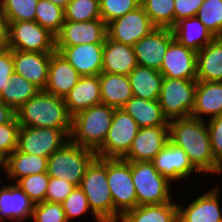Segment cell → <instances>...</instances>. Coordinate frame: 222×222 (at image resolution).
Instances as JSON below:
<instances>
[{"mask_svg": "<svg viewBox=\"0 0 222 222\" xmlns=\"http://www.w3.org/2000/svg\"><path fill=\"white\" fill-rule=\"evenodd\" d=\"M169 140L185 151L200 173L216 174L219 164L212 153L206 120L192 116L170 120Z\"/></svg>", "mask_w": 222, "mask_h": 222, "instance_id": "6da1fadb", "label": "cell"}, {"mask_svg": "<svg viewBox=\"0 0 222 222\" xmlns=\"http://www.w3.org/2000/svg\"><path fill=\"white\" fill-rule=\"evenodd\" d=\"M20 126L71 129L72 116L62 97L39 90L15 111Z\"/></svg>", "mask_w": 222, "mask_h": 222, "instance_id": "7a4b0ae2", "label": "cell"}, {"mask_svg": "<svg viewBox=\"0 0 222 222\" xmlns=\"http://www.w3.org/2000/svg\"><path fill=\"white\" fill-rule=\"evenodd\" d=\"M115 108L99 104L82 110L72 117L70 141L97 151L111 127Z\"/></svg>", "mask_w": 222, "mask_h": 222, "instance_id": "3957f363", "label": "cell"}, {"mask_svg": "<svg viewBox=\"0 0 222 222\" xmlns=\"http://www.w3.org/2000/svg\"><path fill=\"white\" fill-rule=\"evenodd\" d=\"M79 187L92 212L102 222H114V202L107 182V158L96 157L91 162Z\"/></svg>", "mask_w": 222, "mask_h": 222, "instance_id": "277c9868", "label": "cell"}, {"mask_svg": "<svg viewBox=\"0 0 222 222\" xmlns=\"http://www.w3.org/2000/svg\"><path fill=\"white\" fill-rule=\"evenodd\" d=\"M96 152L68 141L47 160V175L79 186Z\"/></svg>", "mask_w": 222, "mask_h": 222, "instance_id": "5b68a950", "label": "cell"}, {"mask_svg": "<svg viewBox=\"0 0 222 222\" xmlns=\"http://www.w3.org/2000/svg\"><path fill=\"white\" fill-rule=\"evenodd\" d=\"M137 206L171 202V182L149 161L130 162Z\"/></svg>", "mask_w": 222, "mask_h": 222, "instance_id": "8992f818", "label": "cell"}, {"mask_svg": "<svg viewBox=\"0 0 222 222\" xmlns=\"http://www.w3.org/2000/svg\"><path fill=\"white\" fill-rule=\"evenodd\" d=\"M196 79L163 77L159 105L168 121L190 117L195 106Z\"/></svg>", "mask_w": 222, "mask_h": 222, "instance_id": "52a82bcc", "label": "cell"}, {"mask_svg": "<svg viewBox=\"0 0 222 222\" xmlns=\"http://www.w3.org/2000/svg\"><path fill=\"white\" fill-rule=\"evenodd\" d=\"M107 182L114 202V222L137 206L130 162L123 158H107Z\"/></svg>", "mask_w": 222, "mask_h": 222, "instance_id": "ba28073f", "label": "cell"}, {"mask_svg": "<svg viewBox=\"0 0 222 222\" xmlns=\"http://www.w3.org/2000/svg\"><path fill=\"white\" fill-rule=\"evenodd\" d=\"M71 129L20 126L17 149L41 157H50L70 141Z\"/></svg>", "mask_w": 222, "mask_h": 222, "instance_id": "9c48e42d", "label": "cell"}, {"mask_svg": "<svg viewBox=\"0 0 222 222\" xmlns=\"http://www.w3.org/2000/svg\"><path fill=\"white\" fill-rule=\"evenodd\" d=\"M8 48L54 53L56 52V36L36 21L10 22Z\"/></svg>", "mask_w": 222, "mask_h": 222, "instance_id": "30bf717a", "label": "cell"}, {"mask_svg": "<svg viewBox=\"0 0 222 222\" xmlns=\"http://www.w3.org/2000/svg\"><path fill=\"white\" fill-rule=\"evenodd\" d=\"M139 131L136 121L122 108L115 109L111 127L103 145L96 151L98 158H123L130 150Z\"/></svg>", "mask_w": 222, "mask_h": 222, "instance_id": "8fae6325", "label": "cell"}, {"mask_svg": "<svg viewBox=\"0 0 222 222\" xmlns=\"http://www.w3.org/2000/svg\"><path fill=\"white\" fill-rule=\"evenodd\" d=\"M157 28L142 6L107 24V37L115 42L134 46Z\"/></svg>", "mask_w": 222, "mask_h": 222, "instance_id": "7c38bea8", "label": "cell"}, {"mask_svg": "<svg viewBox=\"0 0 222 222\" xmlns=\"http://www.w3.org/2000/svg\"><path fill=\"white\" fill-rule=\"evenodd\" d=\"M151 162L162 176L174 184L180 180L182 182L195 172L201 174L192 165L185 151L170 140Z\"/></svg>", "mask_w": 222, "mask_h": 222, "instance_id": "4fadbf2b", "label": "cell"}, {"mask_svg": "<svg viewBox=\"0 0 222 222\" xmlns=\"http://www.w3.org/2000/svg\"><path fill=\"white\" fill-rule=\"evenodd\" d=\"M173 40L171 28H155L134 44L137 64L160 71L166 50Z\"/></svg>", "mask_w": 222, "mask_h": 222, "instance_id": "5bb4252c", "label": "cell"}, {"mask_svg": "<svg viewBox=\"0 0 222 222\" xmlns=\"http://www.w3.org/2000/svg\"><path fill=\"white\" fill-rule=\"evenodd\" d=\"M220 188L213 187L185 206L177 202L178 222H222ZM185 207V208H184Z\"/></svg>", "mask_w": 222, "mask_h": 222, "instance_id": "9a60e30c", "label": "cell"}, {"mask_svg": "<svg viewBox=\"0 0 222 222\" xmlns=\"http://www.w3.org/2000/svg\"><path fill=\"white\" fill-rule=\"evenodd\" d=\"M106 37L107 24L102 18L82 22L65 20L56 35V46L104 43Z\"/></svg>", "mask_w": 222, "mask_h": 222, "instance_id": "2e32d148", "label": "cell"}, {"mask_svg": "<svg viewBox=\"0 0 222 222\" xmlns=\"http://www.w3.org/2000/svg\"><path fill=\"white\" fill-rule=\"evenodd\" d=\"M168 140L169 125L139 128L130 150L123 159L128 162H151Z\"/></svg>", "mask_w": 222, "mask_h": 222, "instance_id": "e0dca14e", "label": "cell"}, {"mask_svg": "<svg viewBox=\"0 0 222 222\" xmlns=\"http://www.w3.org/2000/svg\"><path fill=\"white\" fill-rule=\"evenodd\" d=\"M103 47L104 43L56 46V52H59L81 76H91L102 73Z\"/></svg>", "mask_w": 222, "mask_h": 222, "instance_id": "ac0fdd59", "label": "cell"}, {"mask_svg": "<svg viewBox=\"0 0 222 222\" xmlns=\"http://www.w3.org/2000/svg\"><path fill=\"white\" fill-rule=\"evenodd\" d=\"M196 63L197 52L174 39L166 50L159 72L166 78L196 79Z\"/></svg>", "mask_w": 222, "mask_h": 222, "instance_id": "d6986e66", "label": "cell"}, {"mask_svg": "<svg viewBox=\"0 0 222 222\" xmlns=\"http://www.w3.org/2000/svg\"><path fill=\"white\" fill-rule=\"evenodd\" d=\"M14 72L44 90L48 81L51 53L19 51L12 49Z\"/></svg>", "mask_w": 222, "mask_h": 222, "instance_id": "ffe728a7", "label": "cell"}, {"mask_svg": "<svg viewBox=\"0 0 222 222\" xmlns=\"http://www.w3.org/2000/svg\"><path fill=\"white\" fill-rule=\"evenodd\" d=\"M80 78L81 75L59 52L51 53L44 91L64 98Z\"/></svg>", "mask_w": 222, "mask_h": 222, "instance_id": "44dd1931", "label": "cell"}, {"mask_svg": "<svg viewBox=\"0 0 222 222\" xmlns=\"http://www.w3.org/2000/svg\"><path fill=\"white\" fill-rule=\"evenodd\" d=\"M0 188V222L4 219L23 221L31 217L34 203L16 184L4 185Z\"/></svg>", "mask_w": 222, "mask_h": 222, "instance_id": "7402d4cb", "label": "cell"}, {"mask_svg": "<svg viewBox=\"0 0 222 222\" xmlns=\"http://www.w3.org/2000/svg\"><path fill=\"white\" fill-rule=\"evenodd\" d=\"M63 99L72 117L82 110L101 104L99 75L81 76Z\"/></svg>", "mask_w": 222, "mask_h": 222, "instance_id": "603a6c76", "label": "cell"}, {"mask_svg": "<svg viewBox=\"0 0 222 222\" xmlns=\"http://www.w3.org/2000/svg\"><path fill=\"white\" fill-rule=\"evenodd\" d=\"M137 65L132 46L115 42L106 37L103 47L102 72L128 75Z\"/></svg>", "mask_w": 222, "mask_h": 222, "instance_id": "cb8c5ba5", "label": "cell"}, {"mask_svg": "<svg viewBox=\"0 0 222 222\" xmlns=\"http://www.w3.org/2000/svg\"><path fill=\"white\" fill-rule=\"evenodd\" d=\"M222 114V82L197 81L192 117L206 120Z\"/></svg>", "mask_w": 222, "mask_h": 222, "instance_id": "d4e9b609", "label": "cell"}, {"mask_svg": "<svg viewBox=\"0 0 222 222\" xmlns=\"http://www.w3.org/2000/svg\"><path fill=\"white\" fill-rule=\"evenodd\" d=\"M197 81L222 82V37H215L197 52Z\"/></svg>", "mask_w": 222, "mask_h": 222, "instance_id": "484cf974", "label": "cell"}, {"mask_svg": "<svg viewBox=\"0 0 222 222\" xmlns=\"http://www.w3.org/2000/svg\"><path fill=\"white\" fill-rule=\"evenodd\" d=\"M171 29L178 43L195 52H199L215 38L196 16L180 20Z\"/></svg>", "mask_w": 222, "mask_h": 222, "instance_id": "4316f807", "label": "cell"}, {"mask_svg": "<svg viewBox=\"0 0 222 222\" xmlns=\"http://www.w3.org/2000/svg\"><path fill=\"white\" fill-rule=\"evenodd\" d=\"M99 81L102 104L120 109L133 97L128 75L102 72Z\"/></svg>", "mask_w": 222, "mask_h": 222, "instance_id": "83f0119b", "label": "cell"}, {"mask_svg": "<svg viewBox=\"0 0 222 222\" xmlns=\"http://www.w3.org/2000/svg\"><path fill=\"white\" fill-rule=\"evenodd\" d=\"M122 109L131 115L139 128L169 125L158 100H145L133 96Z\"/></svg>", "mask_w": 222, "mask_h": 222, "instance_id": "f1b7e54d", "label": "cell"}, {"mask_svg": "<svg viewBox=\"0 0 222 222\" xmlns=\"http://www.w3.org/2000/svg\"><path fill=\"white\" fill-rule=\"evenodd\" d=\"M128 78L134 97L158 100L163 81V75L158 70L137 65Z\"/></svg>", "mask_w": 222, "mask_h": 222, "instance_id": "f546056e", "label": "cell"}, {"mask_svg": "<svg viewBox=\"0 0 222 222\" xmlns=\"http://www.w3.org/2000/svg\"><path fill=\"white\" fill-rule=\"evenodd\" d=\"M47 160V157L28 154L16 149L7 157L6 177L11 179L12 183H16L25 176L45 173L47 172Z\"/></svg>", "mask_w": 222, "mask_h": 222, "instance_id": "4dcf8cb0", "label": "cell"}, {"mask_svg": "<svg viewBox=\"0 0 222 222\" xmlns=\"http://www.w3.org/2000/svg\"><path fill=\"white\" fill-rule=\"evenodd\" d=\"M118 222H178L177 202L136 206L125 212Z\"/></svg>", "mask_w": 222, "mask_h": 222, "instance_id": "1f68e13d", "label": "cell"}, {"mask_svg": "<svg viewBox=\"0 0 222 222\" xmlns=\"http://www.w3.org/2000/svg\"><path fill=\"white\" fill-rule=\"evenodd\" d=\"M38 91L33 83L14 72L10 77L8 88L2 91L0 99L16 111Z\"/></svg>", "mask_w": 222, "mask_h": 222, "instance_id": "d6a6232c", "label": "cell"}, {"mask_svg": "<svg viewBox=\"0 0 222 222\" xmlns=\"http://www.w3.org/2000/svg\"><path fill=\"white\" fill-rule=\"evenodd\" d=\"M141 6L157 28L174 26V0H141Z\"/></svg>", "mask_w": 222, "mask_h": 222, "instance_id": "836d02e7", "label": "cell"}, {"mask_svg": "<svg viewBox=\"0 0 222 222\" xmlns=\"http://www.w3.org/2000/svg\"><path fill=\"white\" fill-rule=\"evenodd\" d=\"M35 21L56 36L65 21L64 9L48 0H38Z\"/></svg>", "mask_w": 222, "mask_h": 222, "instance_id": "e575fe53", "label": "cell"}, {"mask_svg": "<svg viewBox=\"0 0 222 222\" xmlns=\"http://www.w3.org/2000/svg\"><path fill=\"white\" fill-rule=\"evenodd\" d=\"M38 0H1L0 9L7 21H35Z\"/></svg>", "mask_w": 222, "mask_h": 222, "instance_id": "d590c367", "label": "cell"}, {"mask_svg": "<svg viewBox=\"0 0 222 222\" xmlns=\"http://www.w3.org/2000/svg\"><path fill=\"white\" fill-rule=\"evenodd\" d=\"M64 18L75 22L101 19L99 0H70L64 9Z\"/></svg>", "mask_w": 222, "mask_h": 222, "instance_id": "8d00e7d4", "label": "cell"}, {"mask_svg": "<svg viewBox=\"0 0 222 222\" xmlns=\"http://www.w3.org/2000/svg\"><path fill=\"white\" fill-rule=\"evenodd\" d=\"M196 17L215 37H222V0H204Z\"/></svg>", "mask_w": 222, "mask_h": 222, "instance_id": "74e56055", "label": "cell"}, {"mask_svg": "<svg viewBox=\"0 0 222 222\" xmlns=\"http://www.w3.org/2000/svg\"><path fill=\"white\" fill-rule=\"evenodd\" d=\"M68 222L84 215L92 214L97 222H102L91 210L85 193L79 186H75L72 192L61 203ZM91 212V213H89Z\"/></svg>", "mask_w": 222, "mask_h": 222, "instance_id": "f35d334b", "label": "cell"}, {"mask_svg": "<svg viewBox=\"0 0 222 222\" xmlns=\"http://www.w3.org/2000/svg\"><path fill=\"white\" fill-rule=\"evenodd\" d=\"M48 183L47 172L25 176L16 182L34 204L45 201Z\"/></svg>", "mask_w": 222, "mask_h": 222, "instance_id": "ab89813d", "label": "cell"}, {"mask_svg": "<svg viewBox=\"0 0 222 222\" xmlns=\"http://www.w3.org/2000/svg\"><path fill=\"white\" fill-rule=\"evenodd\" d=\"M141 6V0H99L100 15L106 24Z\"/></svg>", "mask_w": 222, "mask_h": 222, "instance_id": "60d3db41", "label": "cell"}, {"mask_svg": "<svg viewBox=\"0 0 222 222\" xmlns=\"http://www.w3.org/2000/svg\"><path fill=\"white\" fill-rule=\"evenodd\" d=\"M31 218L34 222H68L61 203L49 201L34 204Z\"/></svg>", "mask_w": 222, "mask_h": 222, "instance_id": "b9f144b4", "label": "cell"}, {"mask_svg": "<svg viewBox=\"0 0 222 222\" xmlns=\"http://www.w3.org/2000/svg\"><path fill=\"white\" fill-rule=\"evenodd\" d=\"M19 129L16 116L9 123L0 125V152L7 157L17 149Z\"/></svg>", "mask_w": 222, "mask_h": 222, "instance_id": "7bdbcfd3", "label": "cell"}, {"mask_svg": "<svg viewBox=\"0 0 222 222\" xmlns=\"http://www.w3.org/2000/svg\"><path fill=\"white\" fill-rule=\"evenodd\" d=\"M209 121V122H208ZM206 120L215 161L222 162V114Z\"/></svg>", "mask_w": 222, "mask_h": 222, "instance_id": "ee69618b", "label": "cell"}, {"mask_svg": "<svg viewBox=\"0 0 222 222\" xmlns=\"http://www.w3.org/2000/svg\"><path fill=\"white\" fill-rule=\"evenodd\" d=\"M74 187V184L67 182L65 179L49 177L45 201L62 203Z\"/></svg>", "mask_w": 222, "mask_h": 222, "instance_id": "f6af8a7d", "label": "cell"}, {"mask_svg": "<svg viewBox=\"0 0 222 222\" xmlns=\"http://www.w3.org/2000/svg\"><path fill=\"white\" fill-rule=\"evenodd\" d=\"M14 73L12 49H0V95L8 88L11 75Z\"/></svg>", "mask_w": 222, "mask_h": 222, "instance_id": "bcb514c9", "label": "cell"}, {"mask_svg": "<svg viewBox=\"0 0 222 222\" xmlns=\"http://www.w3.org/2000/svg\"><path fill=\"white\" fill-rule=\"evenodd\" d=\"M204 0H174V25L182 19L196 16Z\"/></svg>", "mask_w": 222, "mask_h": 222, "instance_id": "7dc6e473", "label": "cell"}, {"mask_svg": "<svg viewBox=\"0 0 222 222\" xmlns=\"http://www.w3.org/2000/svg\"><path fill=\"white\" fill-rule=\"evenodd\" d=\"M9 22L0 9V49L8 48Z\"/></svg>", "mask_w": 222, "mask_h": 222, "instance_id": "c3c4849f", "label": "cell"}, {"mask_svg": "<svg viewBox=\"0 0 222 222\" xmlns=\"http://www.w3.org/2000/svg\"><path fill=\"white\" fill-rule=\"evenodd\" d=\"M15 116V111L0 99V125L9 123Z\"/></svg>", "mask_w": 222, "mask_h": 222, "instance_id": "681fc988", "label": "cell"}, {"mask_svg": "<svg viewBox=\"0 0 222 222\" xmlns=\"http://www.w3.org/2000/svg\"><path fill=\"white\" fill-rule=\"evenodd\" d=\"M3 168V174L5 173V177L7 174V156L0 152V169Z\"/></svg>", "mask_w": 222, "mask_h": 222, "instance_id": "f907efd6", "label": "cell"}, {"mask_svg": "<svg viewBox=\"0 0 222 222\" xmlns=\"http://www.w3.org/2000/svg\"><path fill=\"white\" fill-rule=\"evenodd\" d=\"M53 4L65 9L66 5L69 3L70 0H48Z\"/></svg>", "mask_w": 222, "mask_h": 222, "instance_id": "816d5d0a", "label": "cell"}, {"mask_svg": "<svg viewBox=\"0 0 222 222\" xmlns=\"http://www.w3.org/2000/svg\"><path fill=\"white\" fill-rule=\"evenodd\" d=\"M216 175H219V176L222 175V162L219 163L218 170H217L215 176H216Z\"/></svg>", "mask_w": 222, "mask_h": 222, "instance_id": "f5cc1de1", "label": "cell"}]
</instances>
